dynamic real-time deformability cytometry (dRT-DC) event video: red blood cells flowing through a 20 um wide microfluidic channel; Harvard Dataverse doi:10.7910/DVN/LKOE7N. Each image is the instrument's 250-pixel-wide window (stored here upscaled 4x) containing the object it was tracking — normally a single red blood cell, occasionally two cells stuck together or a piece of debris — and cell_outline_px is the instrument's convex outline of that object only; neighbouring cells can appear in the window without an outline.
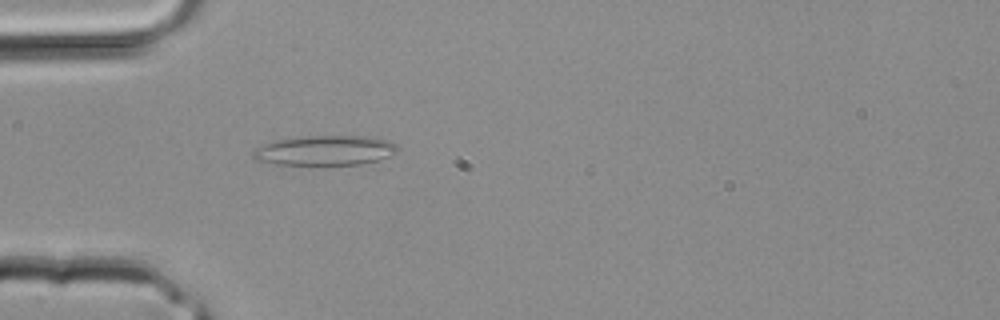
{"species": "common noctule bat (a hibernating species)", "species_latin": "Nyctalus noctula", "temperature_condition": "room temperature", "stored_images_in_passage": 1, "camera_frame_rate_fps": 3000, "um_per_image_px": 0.085, "animal": {"sex": "male", "body_mass_g": 20.4}, "frame": {"image": 1, "passage_image": 1, "time_ms": 0.0, "image_size_px": [1000, 320], "cell_outline_px": [[400, 148], [396, 152], [388, 156], [376, 160], [360, 164], [276, 164], [256, 160], [252, 156], [252, 148], [260, 144], [276, 140], [300, 136], [372, 136], [388, 140], [396, 144]], "centroid_in_image_um": [27.58, 12.76], "position_along_channel_um": 57.4, "area_um2": 25.26}}